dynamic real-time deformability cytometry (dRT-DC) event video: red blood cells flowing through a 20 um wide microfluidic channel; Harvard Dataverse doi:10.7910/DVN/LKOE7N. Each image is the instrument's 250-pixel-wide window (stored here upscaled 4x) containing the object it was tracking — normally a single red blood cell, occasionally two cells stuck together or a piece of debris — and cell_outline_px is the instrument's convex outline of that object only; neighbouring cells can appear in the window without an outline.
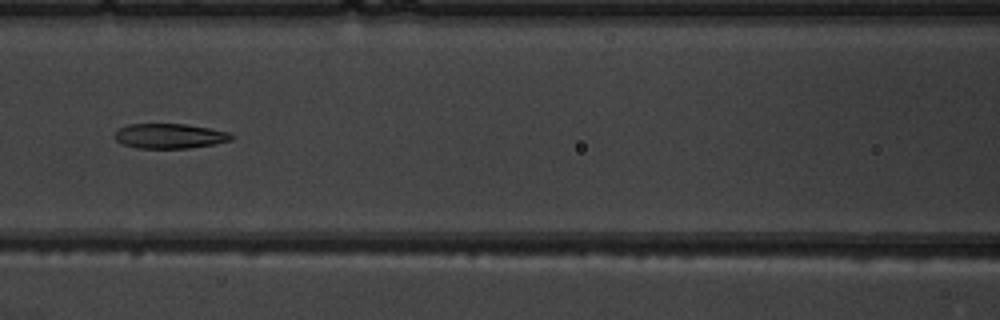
{"species": "common noctule bat (a hibernating species)", "species_latin": "Nyctalus noctula", "temperature_condition": "warm", "stored_images_in_passage": 7, "camera_frame_rate_fps": 3000, "um_per_image_px": 0.085, "animal": {"sex": "male", "body_mass_g": 19.5, "forearm_length_mm": 54.6}, "frame": {"image": 1, "passage_image": 7, "time_ms": 7.667, "image_size_px": [1000, 320], "cell_outline_px": [[232, 140], [212, 144], [188, 148], [136, 148], [124, 144], [116, 140], [112, 136], [120, 128], [128, 124], [184, 124], [208, 128], [228, 132], [232, 136]], "centroid_in_image_um": [14.37, 11.56], "position_along_channel_um": 152.2, "area_um2": 16.7}}